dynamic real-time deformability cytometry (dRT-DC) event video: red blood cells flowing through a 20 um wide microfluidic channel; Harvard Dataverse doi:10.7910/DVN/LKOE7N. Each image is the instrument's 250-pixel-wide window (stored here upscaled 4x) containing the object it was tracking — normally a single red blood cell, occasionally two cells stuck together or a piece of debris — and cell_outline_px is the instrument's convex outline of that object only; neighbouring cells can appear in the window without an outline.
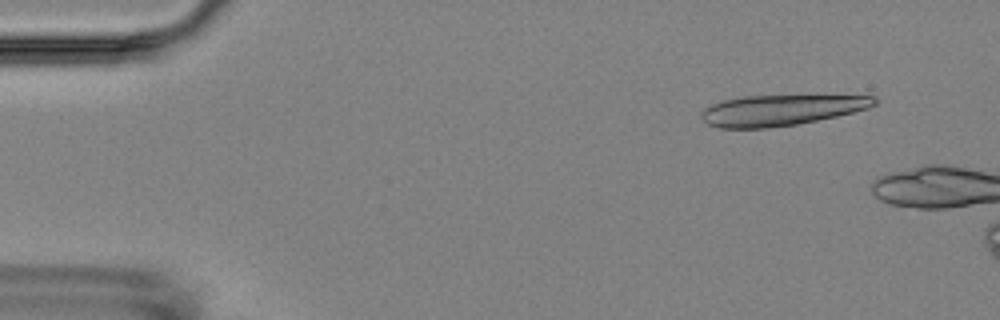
{"species": "Egyptian fruit bat (a non-hibernating species)", "species_latin": "Rousettus aegyptiacus", "temperature_condition": "room temperature", "stored_images_in_passage": 7, "camera_frame_rate_fps": 3000, "um_per_image_px": 0.085, "animal": {"sex": "female"}, "frame": {"image": 1, "passage_image": 2, "time_ms": 1.0, "image_size_px": [1000, 320], "cell_outline_px": [[876, 104], [868, 108], [836, 116], [796, 124], [768, 128], [720, 128], [708, 124], [700, 116], [700, 112], [704, 108], [720, 100], [744, 96], [876, 96]], "centroid_in_image_um": [66.31, 9.36], "position_along_channel_um": 18.7, "area_um2": 30.69}}